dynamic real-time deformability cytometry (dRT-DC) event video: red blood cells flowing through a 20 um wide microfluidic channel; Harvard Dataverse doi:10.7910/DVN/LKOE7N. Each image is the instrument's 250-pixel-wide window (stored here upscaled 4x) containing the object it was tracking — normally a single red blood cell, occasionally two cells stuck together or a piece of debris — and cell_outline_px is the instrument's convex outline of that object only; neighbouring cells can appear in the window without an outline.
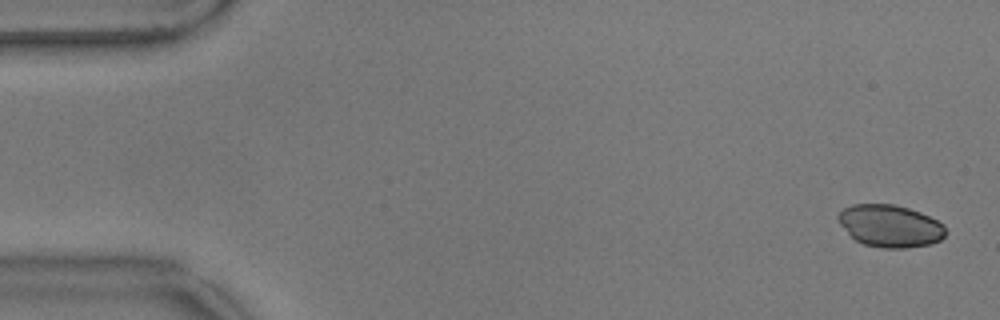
{"species": "common noctule bat (a hibernating species)", "species_latin": "Nyctalus noctula", "temperature_condition": "warm", "stored_images_in_passage": 57, "camera_frame_rate_fps": 3000, "um_per_image_px": 0.085, "animal": {"sex": "male", "body_mass_g": 17.9}, "frame": {"image": 1, "passage_image": 2, "time_ms": 0.333, "image_size_px": [1000, 320], "cell_outline_px": [[944, 236], [940, 240], [928, 244], [904, 248], [880, 248], [864, 244], [856, 240], [836, 220], [836, 216], [844, 208], [852, 204], [896, 204], [920, 212], [944, 224]], "centroid_in_image_um": [75.63, 19.19], "position_along_channel_um": 9.4, "area_um2": 26.3}}
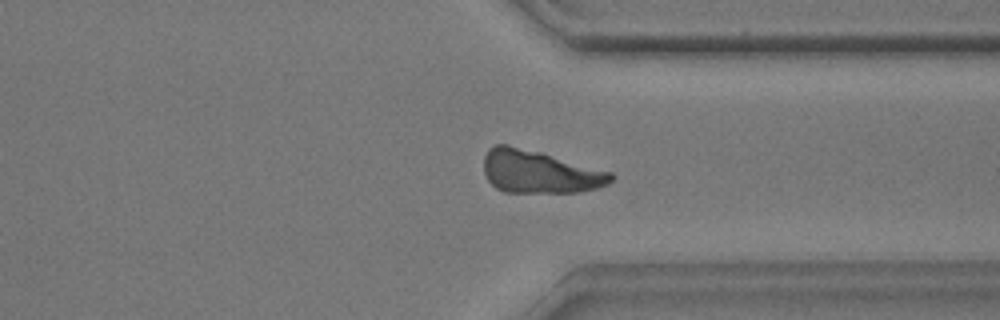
{"frame": {"image": 2, "passage_image": 43, "time_ms": 14.0, "image_size_px": [1000, 320], "cell_outline_px": [[616, 176], [608, 184], [596, 188], [580, 192], [504, 192], [496, 188], [488, 180], [484, 172], [484, 156], [488, 148], [496, 144], [508, 144], [540, 152], [612, 172]], "centroid_in_image_um": [45.85, 14.6], "position_along_channel_um": 365.6, "area_um2": 31.79}}
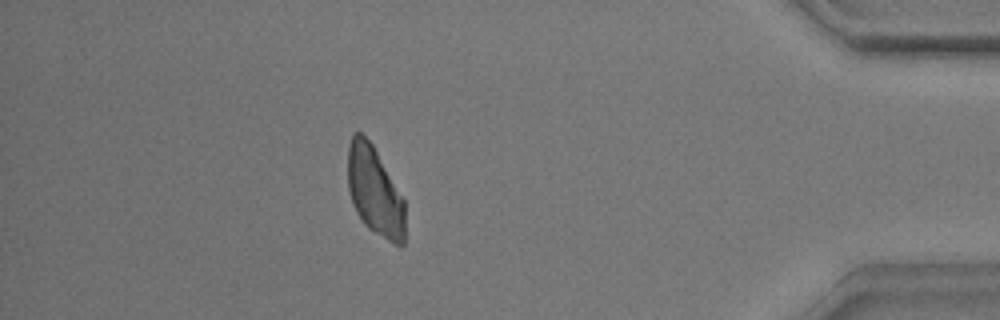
{"frame": {"image": 3, "passage_image": 50, "time_ms": 16.333, "image_size_px": [1000, 320], "cell_outline_px": [[404, 244], [400, 248], [368, 228], [364, 224], [356, 212], [352, 204], [348, 188], [348, 144], [352, 132], [360, 132], [372, 144], [404, 200]], "centroid_in_image_um": [31.83, 16.27], "position_along_channel_um": 403.4, "area_um2": 29.59}}